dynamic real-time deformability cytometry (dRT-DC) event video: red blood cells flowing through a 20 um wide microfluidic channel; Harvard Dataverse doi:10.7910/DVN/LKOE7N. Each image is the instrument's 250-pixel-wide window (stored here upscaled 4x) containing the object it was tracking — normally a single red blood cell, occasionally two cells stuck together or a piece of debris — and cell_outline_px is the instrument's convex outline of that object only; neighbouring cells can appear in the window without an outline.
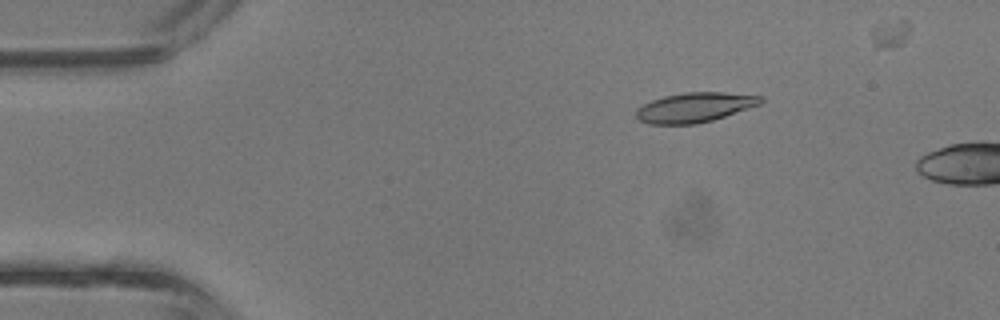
{"species": "common noctule bat (a hibernating species)", "species_latin": "Nyctalus noctula", "temperature_condition": "room temperature", "stored_images_in_passage": 4, "camera_frame_rate_fps": 3000, "um_per_image_px": 0.085, "animal": {"sex": "male", "body_mass_g": 13.3}, "frame": {"image": 1, "passage_image": 2, "time_ms": 0.333, "image_size_px": [1000, 320], "cell_outline_px": [[764, 100], [760, 104], [712, 120], [696, 124], [648, 124], [640, 120], [636, 116], [636, 108], [652, 100], [664, 96], [684, 92], [724, 92], [764, 96]], "centroid_in_image_um": [59.04, 9.12], "position_along_channel_um": 26.0, "area_um2": 21.5}}